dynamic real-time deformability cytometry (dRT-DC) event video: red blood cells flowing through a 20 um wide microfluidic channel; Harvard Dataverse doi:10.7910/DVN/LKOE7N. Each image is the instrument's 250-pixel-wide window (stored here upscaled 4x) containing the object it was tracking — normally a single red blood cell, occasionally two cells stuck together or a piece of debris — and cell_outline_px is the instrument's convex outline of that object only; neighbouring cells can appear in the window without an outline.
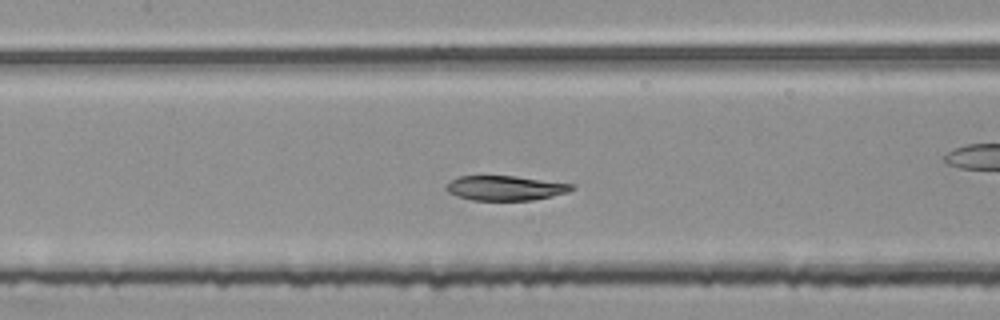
{"species": "common noctule bat (a hibernating species)", "species_latin": "Nyctalus noctula", "temperature_condition": "room temperature", "stored_images_in_passage": 49, "camera_frame_rate_fps": 3000, "um_per_image_px": 0.085, "animal": {"sex": "female", "body_mass_g": 25.1}, "frame": {"image": 1, "passage_image": 22, "time_ms": 7.0, "image_size_px": [1000, 320], "cell_outline_px": [[576, 188], [568, 192], [552, 196], [532, 200], [472, 200], [448, 192], [444, 188], [452, 180], [460, 176], [516, 176], [576, 184]], "centroid_in_image_um": [43.02, 15.98], "position_along_channel_um": 164.4, "area_um2": 18.03}}
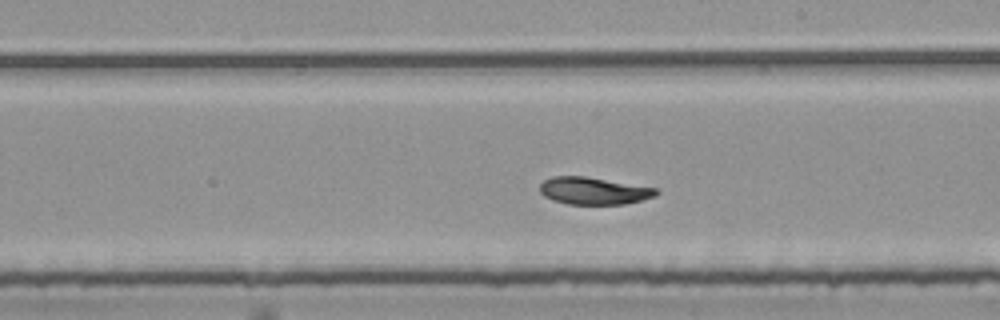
{"frame": {"image": 2, "passage_image": 28, "time_ms": 9.0, "image_size_px": [1000, 320], "cell_outline_px": [[660, 192], [656, 196], [624, 204], [568, 204], [552, 200], [544, 196], [540, 192], [540, 184], [544, 180], [552, 176], [584, 176], [656, 188]], "centroid_in_image_um": [50.44, 16.22], "position_along_channel_um": 238.6, "area_um2": 18.38}}
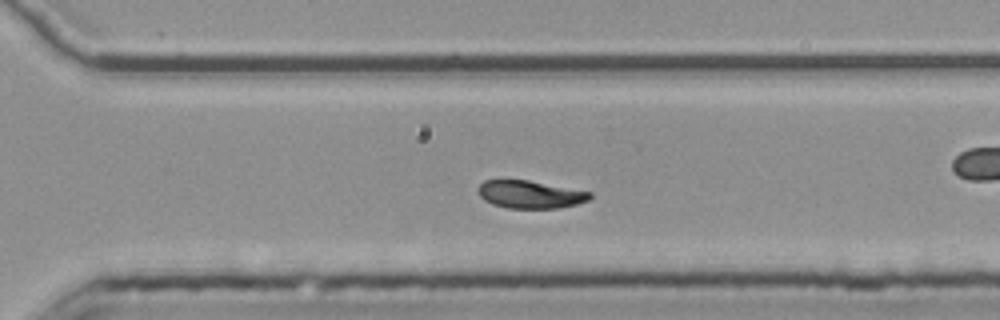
{"frame": {"image": 3, "passage_image": 35, "time_ms": 11.333, "image_size_px": [1000, 320], "cell_outline_px": [[592, 196], [588, 200], [576, 204], [560, 208], [508, 208], [492, 204], [484, 200], [480, 196], [476, 188], [484, 180], [528, 180], [592, 192]], "centroid_in_image_um": [45.05, 16.52], "position_along_channel_um": 325.6, "area_um2": 18.09}, "authors_computed_cell_mechanics": {"area_um2": 19.3052, "velocity_mm_per_s": 3.7304, "shape_relaxation_time_tau1_ms": null, "shape_relaxation_time_tau2_ms": 7.6984, "deformation_change_tau1": null, "deformation_change_tau2": 0.0624}}